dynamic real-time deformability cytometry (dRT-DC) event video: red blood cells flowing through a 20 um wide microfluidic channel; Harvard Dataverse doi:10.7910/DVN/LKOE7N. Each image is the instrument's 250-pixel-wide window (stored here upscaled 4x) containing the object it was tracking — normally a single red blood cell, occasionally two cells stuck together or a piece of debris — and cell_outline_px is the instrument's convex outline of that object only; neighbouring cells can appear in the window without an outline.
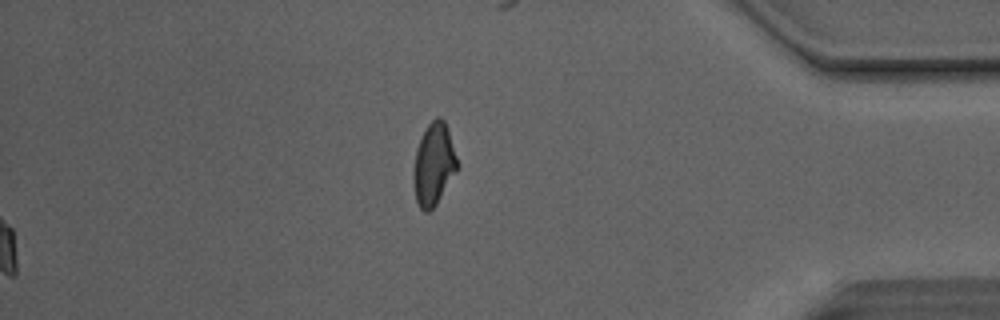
{"species": "Egyptian fruit bat (a non-hibernating species)", "species_latin": "Rousettus aegyptiacus", "temperature_condition": "room temperature", "stored_images_in_passage": 52, "segment_of_instrument_passage": [2, 2], "camera_frame_rate_fps": 3000, "um_per_image_px": 0.085, "animal": {"sex": "male"}, "frame": {"image": 1, "passage_image": 52, "time_ms": 17.0, "image_size_px": [1000, 320], "cell_outline_px": [[460, 164], [456, 172], [436, 204], [428, 212], [424, 212], [420, 208], [416, 200], [412, 180], [412, 172], [416, 148], [428, 124], [436, 116], [440, 116], [444, 120]], "centroid_in_image_um": [36.86, 13.97], "position_along_channel_um": 398.3, "area_um2": 21.1}}